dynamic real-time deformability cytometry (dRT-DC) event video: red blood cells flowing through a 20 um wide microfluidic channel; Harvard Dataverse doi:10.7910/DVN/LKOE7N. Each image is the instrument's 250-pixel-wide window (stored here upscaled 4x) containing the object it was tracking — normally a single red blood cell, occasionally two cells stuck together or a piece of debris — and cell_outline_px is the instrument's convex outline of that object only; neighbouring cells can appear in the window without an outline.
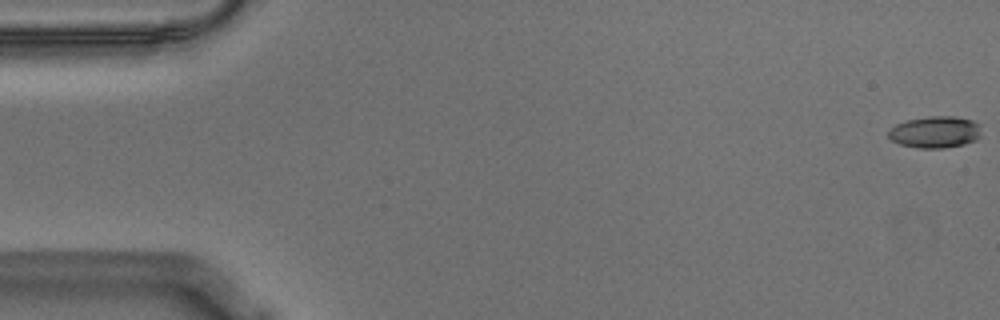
{"species": "Egyptian fruit bat (a non-hibernating species)", "species_latin": "Rousettus aegyptiacus", "temperature_condition": "warm", "stored_images_in_passage": 57, "camera_frame_rate_fps": 3000, "um_per_image_px": 0.085, "animal": {"sex": "male"}, "frame": {"image": 1, "passage_image": 1, "time_ms": 0.0, "image_size_px": [1000, 320], "cell_outline_px": [[980, 136], [976, 140], [964, 144], [944, 148], [916, 148], [900, 144], [892, 140], [888, 136], [888, 128], [896, 124], [908, 120], [928, 116], [956, 116], [972, 120], [980, 124]], "centroid_in_image_um": [79.48, 11.22], "position_along_channel_um": 5.5, "area_um2": 17.34}}
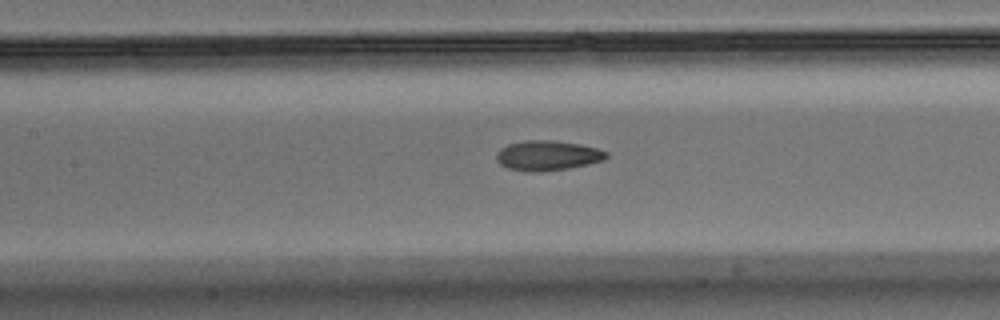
{"frame": {"image": 2, "passage_image": 26, "time_ms": 8.333, "image_size_px": [1000, 320], "cell_outline_px": [[608, 156], [604, 160], [588, 164], [568, 168], [540, 172], [524, 172], [508, 168], [500, 164], [496, 160], [496, 152], [500, 148], [508, 144], [524, 140], [556, 140], [596, 148], [608, 152]], "centroid_in_image_um": [46.5, 13.22], "position_along_channel_um": 160.9, "area_um2": 19.31}}
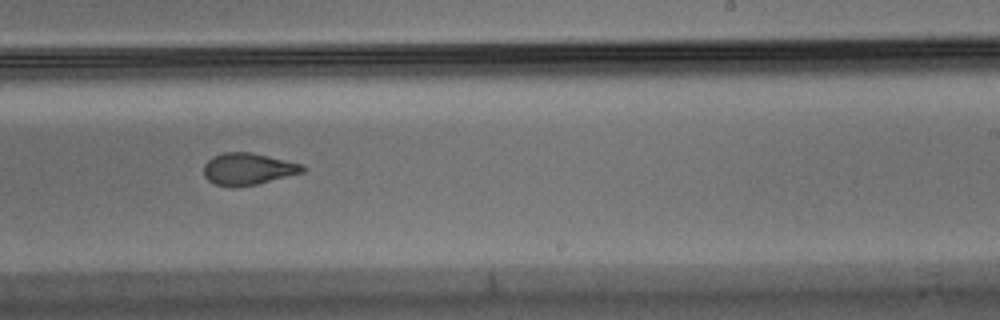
{"frame": {"image": 3, "passage_image": 35, "time_ms": 11.333, "image_size_px": [1000, 320], "cell_outline_px": [[304, 172], [256, 184], [236, 188], [216, 184], [208, 180], [204, 176], [204, 164], [212, 156], [224, 152], [252, 152], [300, 164], [304, 168]], "centroid_in_image_um": [21.02, 14.36], "position_along_channel_um": 268.0, "area_um2": 18.21}, "authors_computed_cell_mechanics": {"area_um2": 18.6694, "velocity_mm_per_s": 3.5764, "shape_relaxation_time_tau1_ms": 9.9145, "shape_relaxation_time_tau2_ms": 2.2717, "deformation_change_tau1": 0.2797, "deformation_change_tau2": 0.091}}